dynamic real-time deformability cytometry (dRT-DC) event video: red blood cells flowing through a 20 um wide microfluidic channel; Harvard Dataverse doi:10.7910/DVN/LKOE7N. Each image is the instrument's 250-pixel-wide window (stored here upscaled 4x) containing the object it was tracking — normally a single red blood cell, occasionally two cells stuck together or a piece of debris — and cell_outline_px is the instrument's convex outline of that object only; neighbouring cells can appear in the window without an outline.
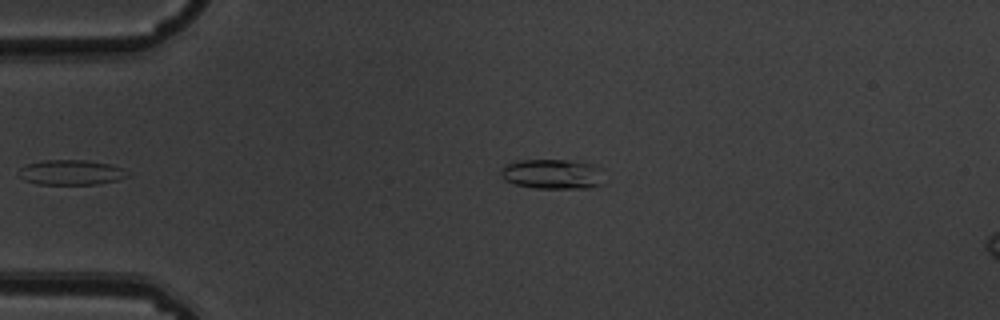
{"species": "common noctule bat (a hibernating species)", "species_latin": "Nyctalus noctula", "temperature_condition": "warm", "stored_images_in_passage": 5, "segment_of_instrument_passage": [2, 2], "camera_frame_rate_fps": 3000, "um_per_image_px": 0.085, "animal": {"sex": "male", "body_mass_g": 19.5, "forearm_length_mm": 54.6}, "frame": {"image": 1, "passage_image": 5, "time_ms": 1.333, "image_size_px": [1000, 320], "cell_outline_px": [[604, 168], [600, 184], [588, 188], [536, 188], [516, 184], [504, 180], [500, 176], [500, 168], [504, 164], [520, 160], [568, 160], [596, 164]], "centroid_in_image_um": [46.96, 14.78], "position_along_channel_um": 38.0, "area_um2": 18.26}}